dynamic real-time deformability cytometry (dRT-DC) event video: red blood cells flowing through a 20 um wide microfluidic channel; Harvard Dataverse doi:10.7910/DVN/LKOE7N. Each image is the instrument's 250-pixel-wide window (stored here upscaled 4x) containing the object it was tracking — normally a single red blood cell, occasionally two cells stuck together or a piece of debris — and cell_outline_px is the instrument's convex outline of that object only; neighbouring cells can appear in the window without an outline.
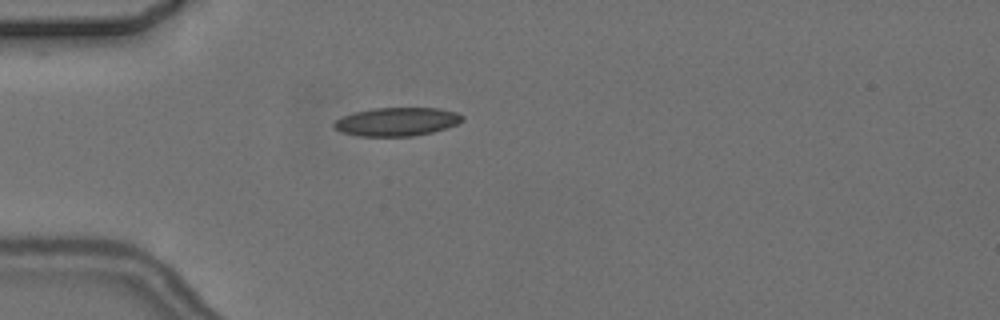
{"species": "common noctule bat (a hibernating species)", "species_latin": "Nyctalus noctula", "temperature_condition": "cold", "stored_images_in_passage": 2, "camera_frame_rate_fps": 3000, "um_per_image_px": 0.085, "animal": {"sex": "female", "body_mass_g": 24.6, "forearm_length_mm": 56.2}, "frame": {"image": 1, "passage_image": 2, "time_ms": 1.0, "image_size_px": [1000, 320], "cell_outline_px": [[464, 120], [456, 124], [432, 132], [412, 136], [356, 136], [340, 132], [332, 128], [332, 124], [336, 120], [352, 112], [372, 108], [440, 108], [456, 112], [464, 116]], "centroid_in_image_um": [33.69, 10.34], "position_along_channel_um": 51.3, "area_um2": 21.44}}